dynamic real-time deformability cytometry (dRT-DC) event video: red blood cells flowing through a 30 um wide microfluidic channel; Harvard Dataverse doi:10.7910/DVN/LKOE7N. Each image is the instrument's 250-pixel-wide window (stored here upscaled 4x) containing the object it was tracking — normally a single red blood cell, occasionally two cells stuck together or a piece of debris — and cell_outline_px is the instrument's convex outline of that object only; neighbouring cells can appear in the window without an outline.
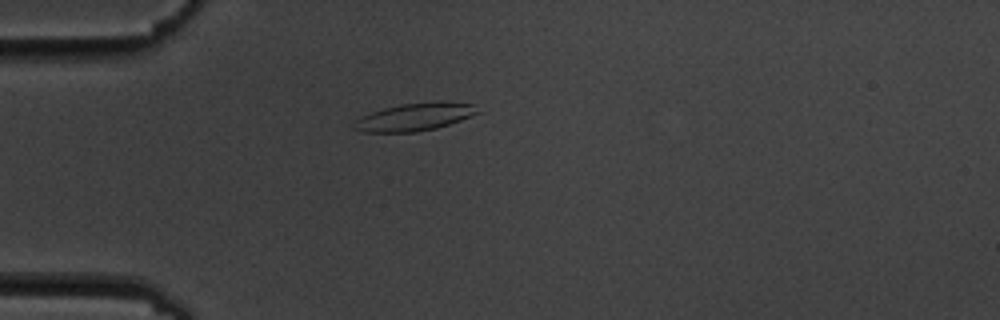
{"species": "common noctule bat (a hibernating species)", "species_latin": "Nyctalus noctula", "temperature_condition": "cold", "stored_images_in_passage": 12, "camera_frame_rate_fps": 3000, "um_per_image_px": 0.085, "animal": {"sex": "male", "body_mass_g": 19.5, "forearm_length_mm": 54.6}, "frame": {"image": 1, "passage_image": 1, "time_ms": 0.0, "image_size_px": [1000, 320], "cell_outline_px": [[484, 112], [436, 128], [416, 132], [364, 132], [352, 128], [352, 124], [360, 116], [384, 108], [400, 104], [436, 100], [448, 100], [472, 104]], "centroid_in_image_um": [35.3, 9.91], "position_along_channel_um": 49.7, "area_um2": 20.4}}
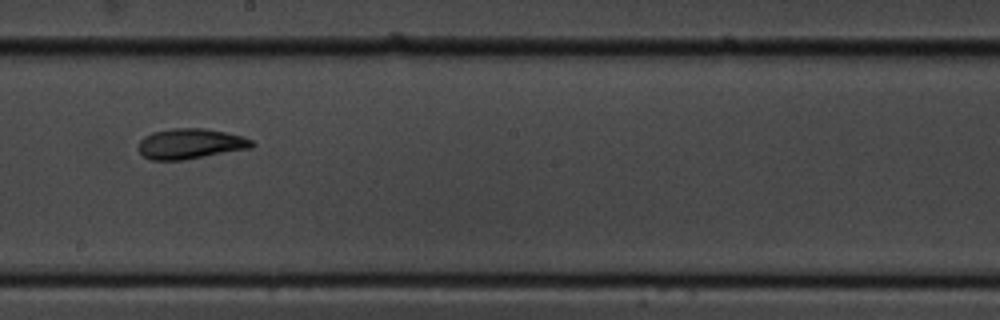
{"frame": {"image": 2, "passage_image": 6, "time_ms": 5.667, "image_size_px": [1000, 320], "cell_outline_px": [[256, 144], [252, 148], [184, 160], [152, 160], [144, 156], [136, 148], [140, 140], [144, 136], [152, 132], [172, 128], [204, 128], [244, 136], [252, 140]], "centroid_in_image_um": [16.18, 12.22], "position_along_channel_um": 232.0, "area_um2": 20.29}}
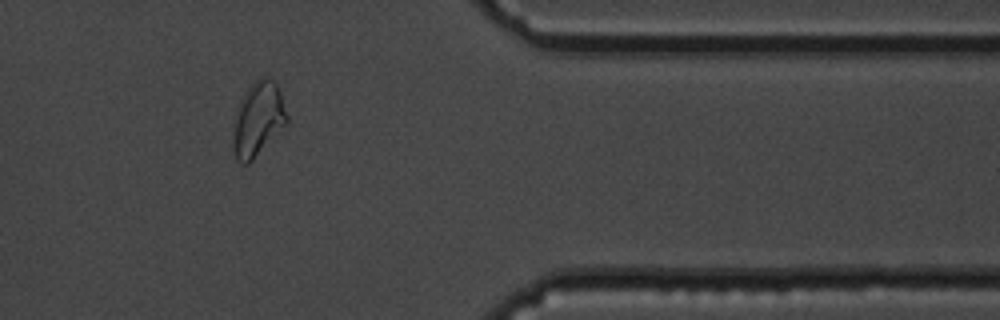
{"frame": {"image": 3, "passage_image": 10, "time_ms": 10.667, "image_size_px": [1000, 320], "cell_outline_px": [[288, 124], [248, 164], [244, 164], [236, 160], [232, 148], [232, 140], [240, 100], [248, 88], [260, 76], [268, 76], [276, 84], [280, 92], [288, 116]], "centroid_in_image_um": [21.95, 10.15], "position_along_channel_um": 389.4, "area_um2": 23.12}, "authors_computed_cell_mechanics": {"area_um2": 20.2589, "velocity_mm_per_s": 3.4788, "shape_relaxation_time_tau1_ms": 4.3504, "shape_relaxation_time_tau2_ms": 3.9786, "deformation_change_tau1": 0.1289, "deformation_change_tau2": 0.0849}}